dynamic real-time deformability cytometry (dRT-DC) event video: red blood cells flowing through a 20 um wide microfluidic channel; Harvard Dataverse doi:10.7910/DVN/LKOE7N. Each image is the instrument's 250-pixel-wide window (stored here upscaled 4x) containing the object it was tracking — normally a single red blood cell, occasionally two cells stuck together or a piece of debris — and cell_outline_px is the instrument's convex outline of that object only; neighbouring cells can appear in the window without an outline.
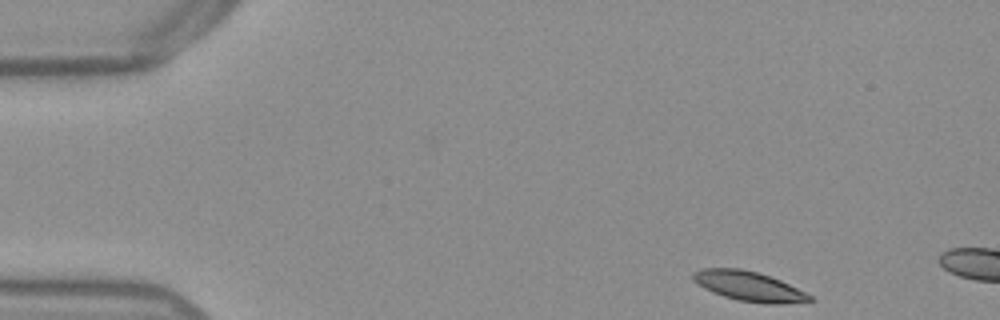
{"species": "Egyptian fruit bat (a non-hibernating species)", "species_latin": "Rousettus aegyptiacus", "temperature_condition": "warm", "stored_images_in_passage": 6, "camera_frame_rate_fps": 3000, "um_per_image_px": 0.085, "frame": {"image": 1, "passage_image": 1, "time_ms": 0.0, "image_size_px": [1000, 320], "cell_outline_px": [[816, 300], [780, 304], [768, 304], [736, 300], [712, 292], [704, 288], [692, 280], [692, 272], [700, 268], [740, 268], [756, 272], [780, 280], [812, 296]], "centroid_in_image_um": [63.61, 24.33], "position_along_channel_um": 21.4, "area_um2": 20.11}}